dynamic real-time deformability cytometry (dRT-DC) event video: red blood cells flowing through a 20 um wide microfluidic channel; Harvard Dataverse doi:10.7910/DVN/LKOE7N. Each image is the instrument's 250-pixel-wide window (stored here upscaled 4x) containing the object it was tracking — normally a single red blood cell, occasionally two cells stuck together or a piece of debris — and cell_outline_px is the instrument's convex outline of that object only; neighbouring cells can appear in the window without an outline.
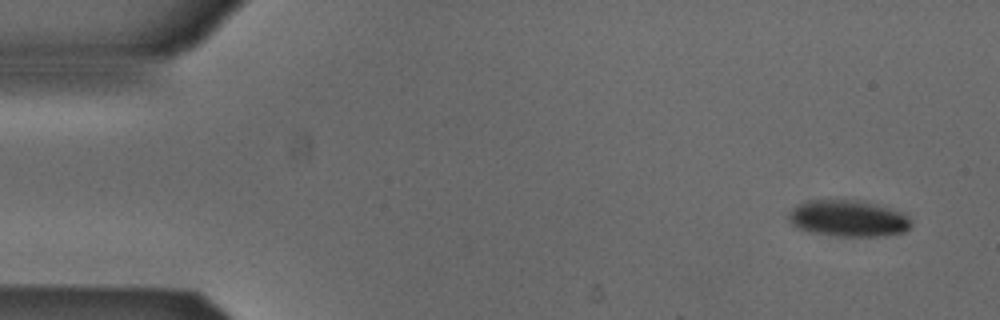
{"species": "Egyptian fruit bat (a non-hibernating species)", "species_latin": "Rousettus aegyptiacus", "temperature_condition": "cold", "stored_images_in_passage": 6, "camera_frame_rate_fps": 3000, "um_per_image_px": 0.085, "animal": {"sex": "male"}, "frame": {"image": 1, "passage_image": 1, "time_ms": 0.0, "image_size_px": [1000, 320], "cell_outline_px": [[912, 224], [904, 232], [884, 236], [836, 236], [808, 232], [796, 228], [788, 220], [788, 216], [792, 208], [808, 200], [856, 200], [872, 204], [900, 212], [908, 216]], "centroid_in_image_um": [72.05, 18.59], "position_along_channel_um": 13.0, "area_um2": 25.84}}
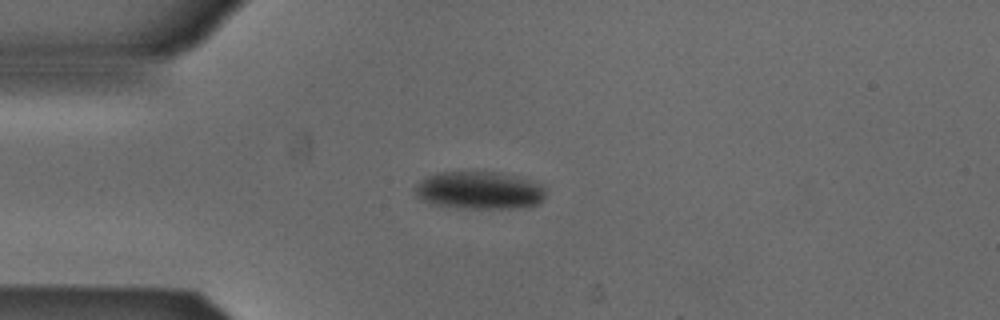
{"frame": {"image": 2, "passage_image": 4, "time_ms": 1.0, "image_size_px": [1000, 320], "cell_outline_px": [[548, 188], [544, 200], [540, 204], [528, 208], [456, 208], [432, 204], [420, 200], [416, 196], [412, 188], [420, 180], [428, 176], [444, 172], [496, 172], [544, 184]], "centroid_in_image_um": [40.78, 16.21], "position_along_channel_um": 44.2, "area_um2": 29.25}}
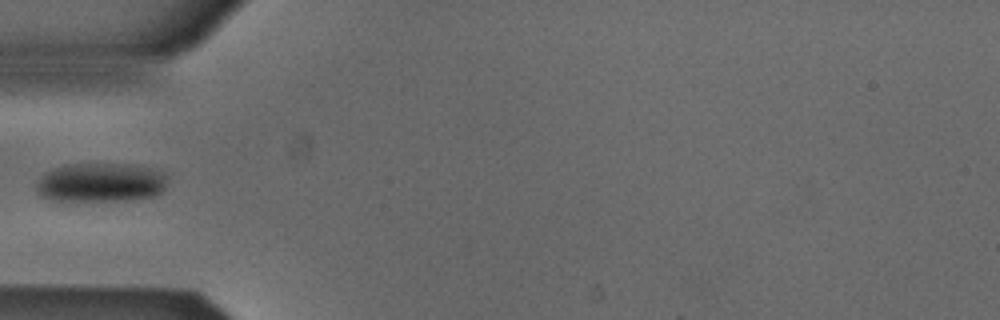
{"frame": {"image": 3, "passage_image": 5, "time_ms": 1.333, "image_size_px": [1000, 320], "cell_outline_px": [[168, 176], [164, 188], [160, 192], [152, 196], [124, 200], [52, 200], [44, 196], [36, 188], [36, 184], [48, 172], [64, 164], [132, 164], [164, 172]], "centroid_in_image_um": [8.61, 15.5], "position_along_channel_um": 76.4, "area_um2": 29.3}}